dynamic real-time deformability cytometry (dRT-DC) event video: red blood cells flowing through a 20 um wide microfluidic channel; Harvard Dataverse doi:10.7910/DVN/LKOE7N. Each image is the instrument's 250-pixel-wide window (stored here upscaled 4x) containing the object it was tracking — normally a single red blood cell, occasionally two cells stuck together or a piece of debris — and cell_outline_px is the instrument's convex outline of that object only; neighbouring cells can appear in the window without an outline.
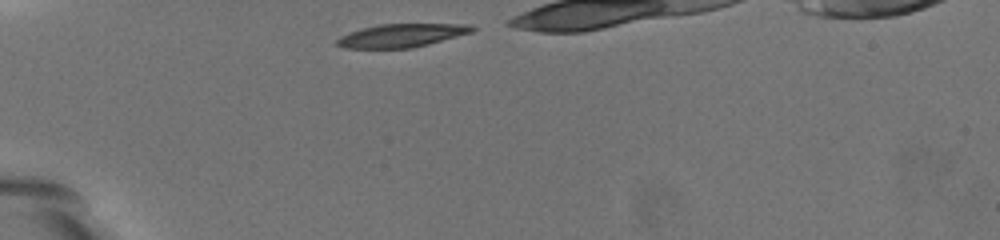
{"species": "common noctule bat (a hibernating species)", "species_latin": "Nyctalus noctula", "temperature_condition": "warm", "stored_images_in_passage": 35, "camera_frame_rate_fps": 3000, "um_per_image_px": 0.085, "animal": {"sex": "female", "body_mass_g": 19.5, "forearm_length_mm": 54.1}, "frame": {"image": 1, "passage_image": 1, "time_ms": 0.0, "image_size_px": [1000, 240], "cell_outline_px": [[476, 28], [472, 32], [428, 44], [412, 48], [344, 48], [336, 44], [336, 40], [340, 36], [348, 32], [380, 24], [468, 24]], "centroid_in_image_um": [34.11, 3.01], "position_along_channel_um": 50.9, "area_um2": 18.21}}
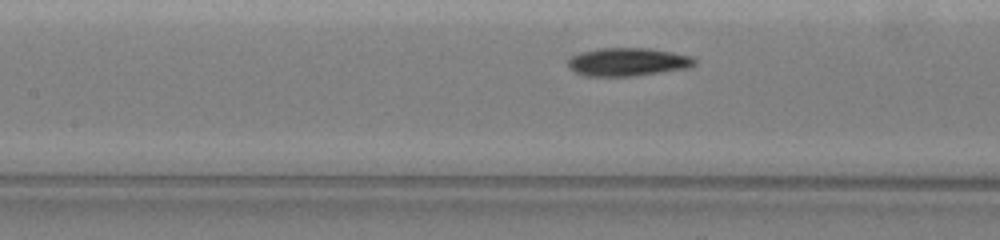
{"frame": {"image": 2, "passage_image": 13, "time_ms": 4.0, "image_size_px": [1000, 240], "cell_outline_px": [[696, 64], [688, 68], [636, 76], [584, 76], [568, 68], [568, 60], [572, 56], [580, 52], [600, 48], [648, 48], [672, 52], [692, 56], [696, 60]], "centroid_in_image_um": [53.36, 5.27], "position_along_channel_um": 154.0, "area_um2": 20.92}}
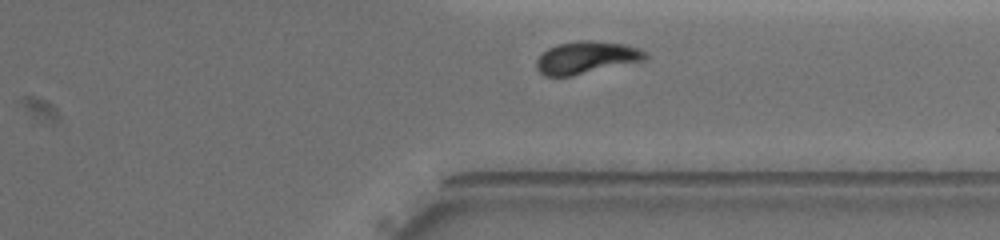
{"frame": {"image": 3, "passage_image": 32, "time_ms": 10.333, "image_size_px": [1000, 240], "cell_outline_px": [[648, 56], [644, 60], [572, 76], [544, 76], [536, 68], [536, 60], [548, 48], [556, 44], [580, 40], [584, 40], [624, 44], [648, 52]], "centroid_in_image_um": [49.81, 4.89], "position_along_channel_um": 361.6, "area_um2": 20.35}, "authors_computed_cell_mechanics": {"area_um2": 20.3456, "velocity_mm_per_s": 3.2808, "shape_relaxation_time_tau1_ms": 3.8346, "shape_relaxation_time_tau2_ms": 3.544, "deformation_change_tau1": 0.1468, "deformation_change_tau2": 0.0895}}